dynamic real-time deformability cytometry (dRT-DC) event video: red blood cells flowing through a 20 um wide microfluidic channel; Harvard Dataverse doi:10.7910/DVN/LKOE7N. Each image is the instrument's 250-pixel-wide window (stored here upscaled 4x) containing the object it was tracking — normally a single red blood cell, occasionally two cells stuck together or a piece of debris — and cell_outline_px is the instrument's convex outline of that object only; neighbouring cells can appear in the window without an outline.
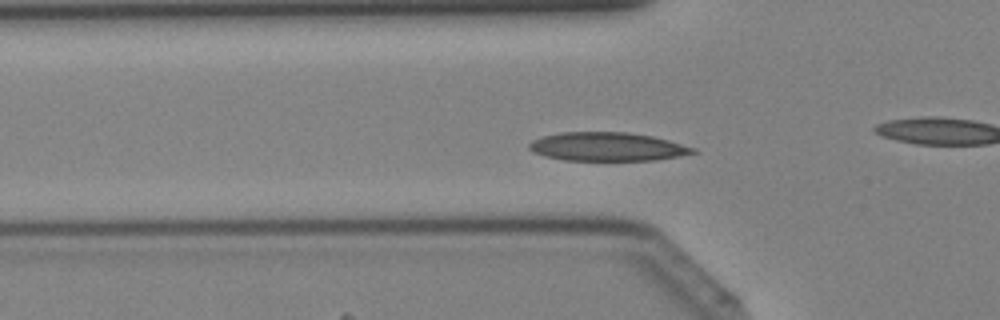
{"species": "Egyptian fruit bat (a non-hibernating species)", "species_latin": "Rousettus aegyptiacus", "temperature_condition": "cold", "stored_images_in_passage": 41, "camera_frame_rate_fps": 3000, "um_per_image_px": 0.085, "animal": {"sex": "female"}, "frame": {"image": 1, "passage_image": 12, "time_ms": 3.667, "image_size_px": [1000, 320], "cell_outline_px": [[700, 152], [680, 156], [656, 160], [564, 160], [544, 156], [532, 152], [528, 148], [528, 144], [532, 140], [544, 136], [560, 132], [628, 132], [652, 136], [668, 140], [696, 148]], "centroid_in_image_um": [51.63, 12.47], "position_along_channel_um": 74.2, "area_um2": 27.46}}
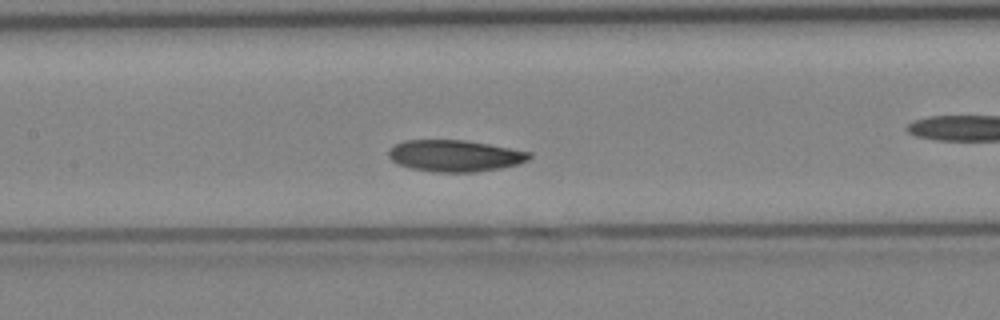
{"frame": {"image": 2, "passage_image": 18, "time_ms": 5.667, "image_size_px": [1000, 320], "cell_outline_px": [[532, 156], [528, 160], [516, 164], [500, 168], [472, 172], [432, 172], [412, 168], [400, 164], [392, 160], [388, 156], [388, 152], [396, 144], [404, 140], [464, 140], [488, 144], [532, 152]], "centroid_in_image_um": [38.68, 13.24], "position_along_channel_um": 168.7, "area_um2": 25.66}}